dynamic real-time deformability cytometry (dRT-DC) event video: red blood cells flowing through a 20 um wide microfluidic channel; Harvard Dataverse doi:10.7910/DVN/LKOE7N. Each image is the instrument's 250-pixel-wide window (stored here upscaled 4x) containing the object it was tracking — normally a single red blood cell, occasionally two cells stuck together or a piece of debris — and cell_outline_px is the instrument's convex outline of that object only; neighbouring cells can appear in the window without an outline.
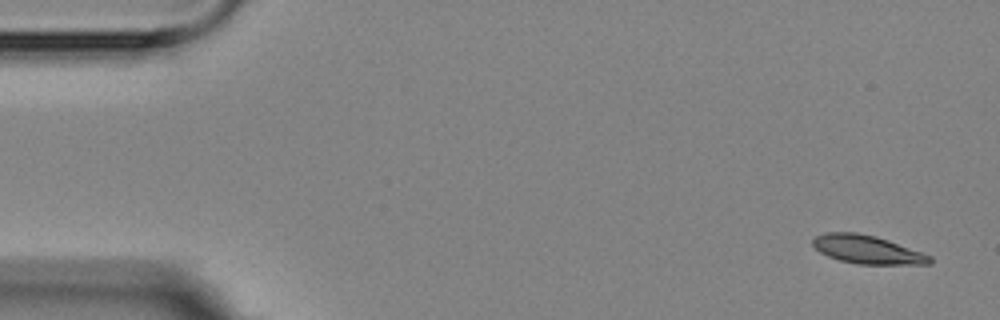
{"species": "Egyptian fruit bat (a non-hibernating species)", "species_latin": "Rousettus aegyptiacus", "temperature_condition": "room temperature", "stored_images_in_passage": 4, "camera_frame_rate_fps": 3000, "um_per_image_px": 0.085, "animal": {"sex": "female"}, "frame": {"image": 1, "passage_image": 1, "time_ms": 0.0, "image_size_px": [1000, 320], "cell_outline_px": [[932, 264], [856, 264], [840, 260], [828, 256], [820, 252], [812, 244], [812, 240], [816, 236], [824, 232], [856, 232], [876, 236], [888, 240], [932, 256]], "centroid_in_image_um": [73.71, 21.21], "position_along_channel_um": 11.3, "area_um2": 19.31}}
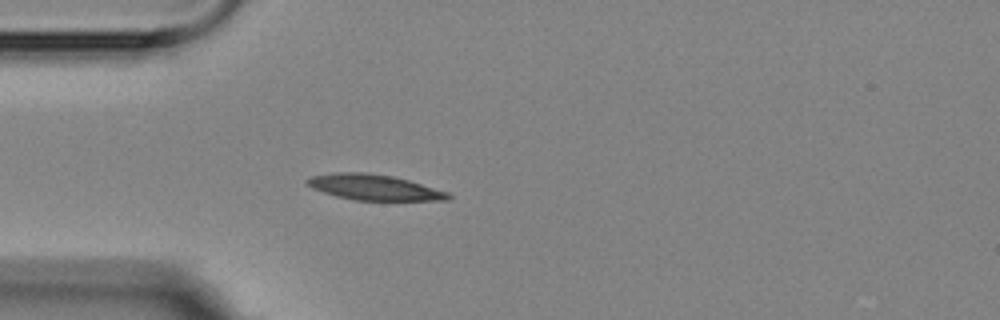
{"frame": {"image": 2, "passage_image": 4, "time_ms": 4.333, "image_size_px": [1000, 320], "cell_outline_px": [[452, 196], [448, 200], [356, 200], [336, 196], [312, 188], [304, 184], [304, 180], [312, 176], [336, 172], [364, 172], [392, 176], [408, 180], [448, 192]], "centroid_in_image_um": [31.75, 15.92], "position_along_channel_um": 53.2, "area_um2": 20.92}}